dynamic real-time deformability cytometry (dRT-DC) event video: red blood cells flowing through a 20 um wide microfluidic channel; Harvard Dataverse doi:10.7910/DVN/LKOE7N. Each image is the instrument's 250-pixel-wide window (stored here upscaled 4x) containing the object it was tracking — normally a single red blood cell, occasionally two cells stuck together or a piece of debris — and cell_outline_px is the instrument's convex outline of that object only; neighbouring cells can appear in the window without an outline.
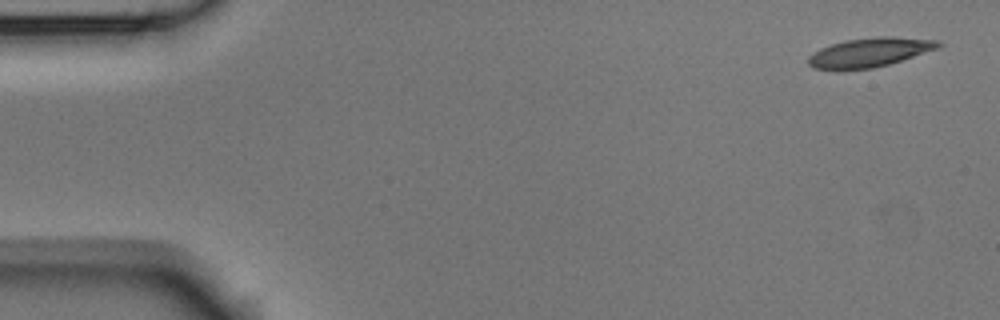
{"species": "Egyptian fruit bat (a non-hibernating species)", "species_latin": "Rousettus aegyptiacus", "temperature_condition": "room temperature", "stored_images_in_passage": 3, "camera_frame_rate_fps": 3000, "um_per_image_px": 0.085, "animal": {"sex": "male"}, "frame": {"image": 1, "passage_image": 1, "time_ms": 0.0, "image_size_px": [1000, 320], "cell_outline_px": [[944, 44], [936, 48], [888, 64], [872, 68], [812, 68], [808, 64], [808, 56], [820, 48], [844, 40], [880, 36], [888, 36], [940, 40]], "centroid_in_image_um": [73.92, 4.42], "position_along_channel_um": 11.1, "area_um2": 21.5}}